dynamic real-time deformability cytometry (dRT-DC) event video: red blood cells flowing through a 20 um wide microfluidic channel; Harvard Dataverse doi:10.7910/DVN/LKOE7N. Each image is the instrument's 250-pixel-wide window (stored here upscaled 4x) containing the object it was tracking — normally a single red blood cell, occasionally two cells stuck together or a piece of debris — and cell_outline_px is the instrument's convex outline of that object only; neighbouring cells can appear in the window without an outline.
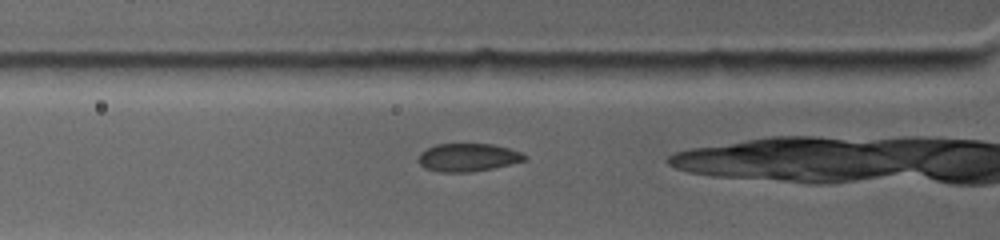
{"species": "common noctule bat (a hibernating species)", "species_latin": "Nyctalus noctula", "temperature_condition": "warm", "stored_images_in_passage": 12, "camera_frame_rate_fps": 4500, "um_per_image_px": 0.085, "animal": {"sex": "female", "body_mass_g": 19.0, "forearm_length_mm": 53.3}, "frame": {"image": 1, "passage_image": 3, "time_ms": 0.889, "image_size_px": [1000, 240], "cell_outline_px": [[524, 160], [492, 168], [472, 172], [440, 172], [424, 168], [420, 164], [420, 156], [428, 148], [436, 144], [492, 144], [508, 148], [524, 156]], "centroid_in_image_um": [39.72, 13.39], "position_along_channel_um": 86.1, "area_um2": 16.76}}
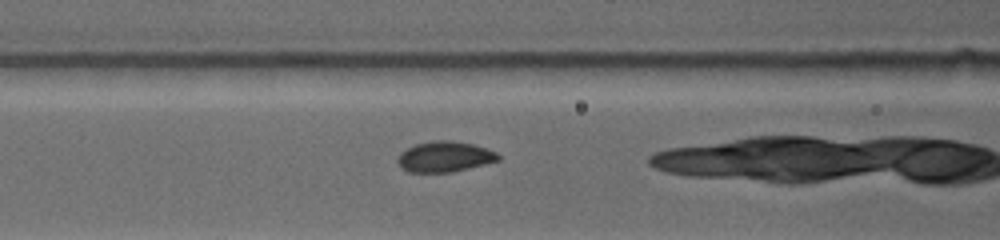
{"frame": {"image": 2, "passage_image": 6, "time_ms": 2.0, "image_size_px": [1000, 240], "cell_outline_px": [[500, 156], [496, 160], [452, 172], [408, 172], [400, 164], [400, 156], [408, 148], [420, 144], [468, 144], [484, 148], [496, 152]], "centroid_in_image_um": [37.82, 13.39], "position_along_channel_um": 128.8, "area_um2": 16.01}}
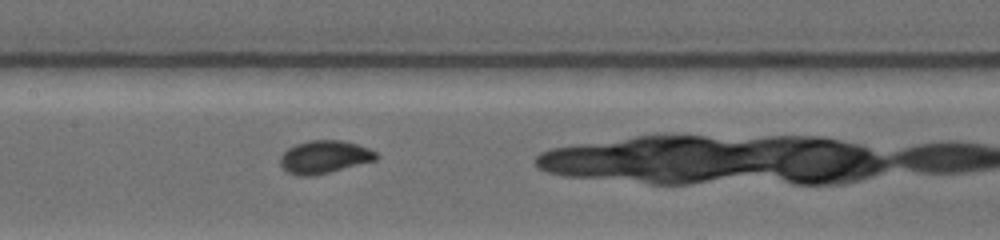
{"frame": {"image": 3, "passage_image": 9, "time_ms": 3.333, "image_size_px": [1000, 240], "cell_outline_px": [[376, 160], [312, 176], [296, 176], [288, 172], [280, 164], [280, 160], [284, 152], [288, 148], [312, 140], [336, 140], [356, 144], [376, 152]], "centroid_in_image_um": [27.55, 13.36], "position_along_channel_um": 179.9, "area_um2": 17.8}}